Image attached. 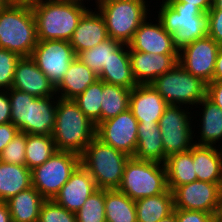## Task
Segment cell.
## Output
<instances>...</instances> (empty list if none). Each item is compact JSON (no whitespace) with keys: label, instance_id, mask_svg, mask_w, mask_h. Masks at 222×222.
<instances>
[{"label":"cell","instance_id":"cell-41","mask_svg":"<svg viewBox=\"0 0 222 222\" xmlns=\"http://www.w3.org/2000/svg\"><path fill=\"white\" fill-rule=\"evenodd\" d=\"M207 31L208 36L222 45V11H208Z\"/></svg>","mask_w":222,"mask_h":222},{"label":"cell","instance_id":"cell-23","mask_svg":"<svg viewBox=\"0 0 222 222\" xmlns=\"http://www.w3.org/2000/svg\"><path fill=\"white\" fill-rule=\"evenodd\" d=\"M98 79L99 77L91 69L75 58L56 87V95L61 99L73 100Z\"/></svg>","mask_w":222,"mask_h":222},{"label":"cell","instance_id":"cell-35","mask_svg":"<svg viewBox=\"0 0 222 222\" xmlns=\"http://www.w3.org/2000/svg\"><path fill=\"white\" fill-rule=\"evenodd\" d=\"M103 92V81L97 80L73 101L79 109L91 120L97 127L101 123V100Z\"/></svg>","mask_w":222,"mask_h":222},{"label":"cell","instance_id":"cell-32","mask_svg":"<svg viewBox=\"0 0 222 222\" xmlns=\"http://www.w3.org/2000/svg\"><path fill=\"white\" fill-rule=\"evenodd\" d=\"M131 89L103 81L101 122L129 109Z\"/></svg>","mask_w":222,"mask_h":222},{"label":"cell","instance_id":"cell-1","mask_svg":"<svg viewBox=\"0 0 222 222\" xmlns=\"http://www.w3.org/2000/svg\"><path fill=\"white\" fill-rule=\"evenodd\" d=\"M7 91L11 106V123L19 132L51 136L58 97H34L14 88Z\"/></svg>","mask_w":222,"mask_h":222},{"label":"cell","instance_id":"cell-22","mask_svg":"<svg viewBox=\"0 0 222 222\" xmlns=\"http://www.w3.org/2000/svg\"><path fill=\"white\" fill-rule=\"evenodd\" d=\"M189 151L193 156L197 180L222 184V145L217 147L194 144Z\"/></svg>","mask_w":222,"mask_h":222},{"label":"cell","instance_id":"cell-31","mask_svg":"<svg viewBox=\"0 0 222 222\" xmlns=\"http://www.w3.org/2000/svg\"><path fill=\"white\" fill-rule=\"evenodd\" d=\"M105 215L106 222H137L135 201L117 189L105 190Z\"/></svg>","mask_w":222,"mask_h":222},{"label":"cell","instance_id":"cell-36","mask_svg":"<svg viewBox=\"0 0 222 222\" xmlns=\"http://www.w3.org/2000/svg\"><path fill=\"white\" fill-rule=\"evenodd\" d=\"M75 214L76 222H106L105 189L94 191Z\"/></svg>","mask_w":222,"mask_h":222},{"label":"cell","instance_id":"cell-48","mask_svg":"<svg viewBox=\"0 0 222 222\" xmlns=\"http://www.w3.org/2000/svg\"><path fill=\"white\" fill-rule=\"evenodd\" d=\"M12 5L28 6L34 7L38 4H41L45 0H9Z\"/></svg>","mask_w":222,"mask_h":222},{"label":"cell","instance_id":"cell-24","mask_svg":"<svg viewBox=\"0 0 222 222\" xmlns=\"http://www.w3.org/2000/svg\"><path fill=\"white\" fill-rule=\"evenodd\" d=\"M134 158L165 164L166 156L158 123H138Z\"/></svg>","mask_w":222,"mask_h":222},{"label":"cell","instance_id":"cell-43","mask_svg":"<svg viewBox=\"0 0 222 222\" xmlns=\"http://www.w3.org/2000/svg\"><path fill=\"white\" fill-rule=\"evenodd\" d=\"M19 132L18 128L11 122L0 125V152Z\"/></svg>","mask_w":222,"mask_h":222},{"label":"cell","instance_id":"cell-18","mask_svg":"<svg viewBox=\"0 0 222 222\" xmlns=\"http://www.w3.org/2000/svg\"><path fill=\"white\" fill-rule=\"evenodd\" d=\"M129 56L137 84H151L178 64V54H152L129 50Z\"/></svg>","mask_w":222,"mask_h":222},{"label":"cell","instance_id":"cell-40","mask_svg":"<svg viewBox=\"0 0 222 222\" xmlns=\"http://www.w3.org/2000/svg\"><path fill=\"white\" fill-rule=\"evenodd\" d=\"M173 211L176 213V222H218L217 214L183 209H174Z\"/></svg>","mask_w":222,"mask_h":222},{"label":"cell","instance_id":"cell-4","mask_svg":"<svg viewBox=\"0 0 222 222\" xmlns=\"http://www.w3.org/2000/svg\"><path fill=\"white\" fill-rule=\"evenodd\" d=\"M157 11L164 29L172 35L175 48L180 51L197 39L208 35L207 13L197 6L163 0Z\"/></svg>","mask_w":222,"mask_h":222},{"label":"cell","instance_id":"cell-39","mask_svg":"<svg viewBox=\"0 0 222 222\" xmlns=\"http://www.w3.org/2000/svg\"><path fill=\"white\" fill-rule=\"evenodd\" d=\"M40 222H76V214L61 207L53 199L45 200L41 206Z\"/></svg>","mask_w":222,"mask_h":222},{"label":"cell","instance_id":"cell-46","mask_svg":"<svg viewBox=\"0 0 222 222\" xmlns=\"http://www.w3.org/2000/svg\"><path fill=\"white\" fill-rule=\"evenodd\" d=\"M214 81H222V45L217 53L215 69H214Z\"/></svg>","mask_w":222,"mask_h":222},{"label":"cell","instance_id":"cell-49","mask_svg":"<svg viewBox=\"0 0 222 222\" xmlns=\"http://www.w3.org/2000/svg\"><path fill=\"white\" fill-rule=\"evenodd\" d=\"M209 11H222V0H213V5Z\"/></svg>","mask_w":222,"mask_h":222},{"label":"cell","instance_id":"cell-47","mask_svg":"<svg viewBox=\"0 0 222 222\" xmlns=\"http://www.w3.org/2000/svg\"><path fill=\"white\" fill-rule=\"evenodd\" d=\"M0 222H12L7 203L0 201Z\"/></svg>","mask_w":222,"mask_h":222},{"label":"cell","instance_id":"cell-44","mask_svg":"<svg viewBox=\"0 0 222 222\" xmlns=\"http://www.w3.org/2000/svg\"><path fill=\"white\" fill-rule=\"evenodd\" d=\"M207 97L222 110V81L207 84Z\"/></svg>","mask_w":222,"mask_h":222},{"label":"cell","instance_id":"cell-14","mask_svg":"<svg viewBox=\"0 0 222 222\" xmlns=\"http://www.w3.org/2000/svg\"><path fill=\"white\" fill-rule=\"evenodd\" d=\"M220 45L210 36L191 42L178 52V64L205 83L214 81L216 57Z\"/></svg>","mask_w":222,"mask_h":222},{"label":"cell","instance_id":"cell-52","mask_svg":"<svg viewBox=\"0 0 222 222\" xmlns=\"http://www.w3.org/2000/svg\"><path fill=\"white\" fill-rule=\"evenodd\" d=\"M10 4L9 0H0V9L5 8Z\"/></svg>","mask_w":222,"mask_h":222},{"label":"cell","instance_id":"cell-8","mask_svg":"<svg viewBox=\"0 0 222 222\" xmlns=\"http://www.w3.org/2000/svg\"><path fill=\"white\" fill-rule=\"evenodd\" d=\"M117 190L133 201L165 193L168 190L165 165L130 157Z\"/></svg>","mask_w":222,"mask_h":222},{"label":"cell","instance_id":"cell-16","mask_svg":"<svg viewBox=\"0 0 222 222\" xmlns=\"http://www.w3.org/2000/svg\"><path fill=\"white\" fill-rule=\"evenodd\" d=\"M146 18L135 31L131 42L128 44L129 50H135L152 54H178V50L173 44L172 35L163 27L160 20L148 22ZM148 19V20H147Z\"/></svg>","mask_w":222,"mask_h":222},{"label":"cell","instance_id":"cell-21","mask_svg":"<svg viewBox=\"0 0 222 222\" xmlns=\"http://www.w3.org/2000/svg\"><path fill=\"white\" fill-rule=\"evenodd\" d=\"M94 9L89 8L84 13L74 30L70 45L75 55L108 39L105 21L98 10Z\"/></svg>","mask_w":222,"mask_h":222},{"label":"cell","instance_id":"cell-5","mask_svg":"<svg viewBox=\"0 0 222 222\" xmlns=\"http://www.w3.org/2000/svg\"><path fill=\"white\" fill-rule=\"evenodd\" d=\"M37 43L32 7L9 4L0 9V48L30 57Z\"/></svg>","mask_w":222,"mask_h":222},{"label":"cell","instance_id":"cell-50","mask_svg":"<svg viewBox=\"0 0 222 222\" xmlns=\"http://www.w3.org/2000/svg\"><path fill=\"white\" fill-rule=\"evenodd\" d=\"M159 222H176V213L173 211L171 214L161 219Z\"/></svg>","mask_w":222,"mask_h":222},{"label":"cell","instance_id":"cell-3","mask_svg":"<svg viewBox=\"0 0 222 222\" xmlns=\"http://www.w3.org/2000/svg\"><path fill=\"white\" fill-rule=\"evenodd\" d=\"M88 9V5L56 0H45L32 7L38 41H70L79 20Z\"/></svg>","mask_w":222,"mask_h":222},{"label":"cell","instance_id":"cell-2","mask_svg":"<svg viewBox=\"0 0 222 222\" xmlns=\"http://www.w3.org/2000/svg\"><path fill=\"white\" fill-rule=\"evenodd\" d=\"M51 136L58 151L81 155L96 137V126L73 100L58 98Z\"/></svg>","mask_w":222,"mask_h":222},{"label":"cell","instance_id":"cell-28","mask_svg":"<svg viewBox=\"0 0 222 222\" xmlns=\"http://www.w3.org/2000/svg\"><path fill=\"white\" fill-rule=\"evenodd\" d=\"M30 187H32L31 170L26 165L0 161V201L6 202Z\"/></svg>","mask_w":222,"mask_h":222},{"label":"cell","instance_id":"cell-25","mask_svg":"<svg viewBox=\"0 0 222 222\" xmlns=\"http://www.w3.org/2000/svg\"><path fill=\"white\" fill-rule=\"evenodd\" d=\"M99 80L108 84L119 85L128 89H133L136 83L130 62L129 46L122 44L111 56L106 67L98 76Z\"/></svg>","mask_w":222,"mask_h":222},{"label":"cell","instance_id":"cell-27","mask_svg":"<svg viewBox=\"0 0 222 222\" xmlns=\"http://www.w3.org/2000/svg\"><path fill=\"white\" fill-rule=\"evenodd\" d=\"M46 199L32 186L6 201L12 222H36Z\"/></svg>","mask_w":222,"mask_h":222},{"label":"cell","instance_id":"cell-12","mask_svg":"<svg viewBox=\"0 0 222 222\" xmlns=\"http://www.w3.org/2000/svg\"><path fill=\"white\" fill-rule=\"evenodd\" d=\"M30 57L51 83L57 87L76 55L70 41L45 40L38 41Z\"/></svg>","mask_w":222,"mask_h":222},{"label":"cell","instance_id":"cell-9","mask_svg":"<svg viewBox=\"0 0 222 222\" xmlns=\"http://www.w3.org/2000/svg\"><path fill=\"white\" fill-rule=\"evenodd\" d=\"M151 86L168 105L185 106L190 109L207 96V83L187 72L180 64L157 77Z\"/></svg>","mask_w":222,"mask_h":222},{"label":"cell","instance_id":"cell-38","mask_svg":"<svg viewBox=\"0 0 222 222\" xmlns=\"http://www.w3.org/2000/svg\"><path fill=\"white\" fill-rule=\"evenodd\" d=\"M20 58L21 56L17 53L0 48V90L11 88Z\"/></svg>","mask_w":222,"mask_h":222},{"label":"cell","instance_id":"cell-54","mask_svg":"<svg viewBox=\"0 0 222 222\" xmlns=\"http://www.w3.org/2000/svg\"><path fill=\"white\" fill-rule=\"evenodd\" d=\"M103 1H108V0H96V5L100 2H103Z\"/></svg>","mask_w":222,"mask_h":222},{"label":"cell","instance_id":"cell-7","mask_svg":"<svg viewBox=\"0 0 222 222\" xmlns=\"http://www.w3.org/2000/svg\"><path fill=\"white\" fill-rule=\"evenodd\" d=\"M147 2V0H108L98 3L95 8L105 21L108 38L128 45L141 23L151 15Z\"/></svg>","mask_w":222,"mask_h":222},{"label":"cell","instance_id":"cell-29","mask_svg":"<svg viewBox=\"0 0 222 222\" xmlns=\"http://www.w3.org/2000/svg\"><path fill=\"white\" fill-rule=\"evenodd\" d=\"M137 222H159L174 210L173 193H165L135 201Z\"/></svg>","mask_w":222,"mask_h":222},{"label":"cell","instance_id":"cell-37","mask_svg":"<svg viewBox=\"0 0 222 222\" xmlns=\"http://www.w3.org/2000/svg\"><path fill=\"white\" fill-rule=\"evenodd\" d=\"M26 134L18 132L0 152V161L8 164L25 165Z\"/></svg>","mask_w":222,"mask_h":222},{"label":"cell","instance_id":"cell-30","mask_svg":"<svg viewBox=\"0 0 222 222\" xmlns=\"http://www.w3.org/2000/svg\"><path fill=\"white\" fill-rule=\"evenodd\" d=\"M167 186L173 191L176 187L197 181L193 165V156L190 151L167 157L165 161Z\"/></svg>","mask_w":222,"mask_h":222},{"label":"cell","instance_id":"cell-20","mask_svg":"<svg viewBox=\"0 0 222 222\" xmlns=\"http://www.w3.org/2000/svg\"><path fill=\"white\" fill-rule=\"evenodd\" d=\"M167 106L151 84H138L131 89L129 109L138 123H158Z\"/></svg>","mask_w":222,"mask_h":222},{"label":"cell","instance_id":"cell-10","mask_svg":"<svg viewBox=\"0 0 222 222\" xmlns=\"http://www.w3.org/2000/svg\"><path fill=\"white\" fill-rule=\"evenodd\" d=\"M79 165L80 155L56 151L42 165L31 170L32 186L46 200H52Z\"/></svg>","mask_w":222,"mask_h":222},{"label":"cell","instance_id":"cell-34","mask_svg":"<svg viewBox=\"0 0 222 222\" xmlns=\"http://www.w3.org/2000/svg\"><path fill=\"white\" fill-rule=\"evenodd\" d=\"M121 45V42L108 38L93 48L79 52L76 58L99 76L103 68L106 67L112 54Z\"/></svg>","mask_w":222,"mask_h":222},{"label":"cell","instance_id":"cell-6","mask_svg":"<svg viewBox=\"0 0 222 222\" xmlns=\"http://www.w3.org/2000/svg\"><path fill=\"white\" fill-rule=\"evenodd\" d=\"M130 156L95 137L80 155V164L93 177L97 189H118Z\"/></svg>","mask_w":222,"mask_h":222},{"label":"cell","instance_id":"cell-26","mask_svg":"<svg viewBox=\"0 0 222 222\" xmlns=\"http://www.w3.org/2000/svg\"><path fill=\"white\" fill-rule=\"evenodd\" d=\"M198 104L196 107L202 106V112L199 118L201 125L197 124V127H201L198 129L200 135L196 137L200 138H197L198 142L195 138L194 143L202 146H215L218 143L216 146L219 147L222 140V110L207 96Z\"/></svg>","mask_w":222,"mask_h":222},{"label":"cell","instance_id":"cell-15","mask_svg":"<svg viewBox=\"0 0 222 222\" xmlns=\"http://www.w3.org/2000/svg\"><path fill=\"white\" fill-rule=\"evenodd\" d=\"M138 121L130 109L101 122L96 137L103 143L133 157L137 148Z\"/></svg>","mask_w":222,"mask_h":222},{"label":"cell","instance_id":"cell-11","mask_svg":"<svg viewBox=\"0 0 222 222\" xmlns=\"http://www.w3.org/2000/svg\"><path fill=\"white\" fill-rule=\"evenodd\" d=\"M188 109L185 106L168 105L158 121L166 158L187 152L195 144V128L192 129L191 123L196 118L191 117Z\"/></svg>","mask_w":222,"mask_h":222},{"label":"cell","instance_id":"cell-51","mask_svg":"<svg viewBox=\"0 0 222 222\" xmlns=\"http://www.w3.org/2000/svg\"><path fill=\"white\" fill-rule=\"evenodd\" d=\"M56 1L77 3V4H81V5L86 6L85 3H86V1H87V4H88V1H89V0H56ZM84 2H85V3H84ZM95 3H96V0H95Z\"/></svg>","mask_w":222,"mask_h":222},{"label":"cell","instance_id":"cell-45","mask_svg":"<svg viewBox=\"0 0 222 222\" xmlns=\"http://www.w3.org/2000/svg\"><path fill=\"white\" fill-rule=\"evenodd\" d=\"M166 2L186 3V6H197L202 12L208 13L213 5V0H165Z\"/></svg>","mask_w":222,"mask_h":222},{"label":"cell","instance_id":"cell-42","mask_svg":"<svg viewBox=\"0 0 222 222\" xmlns=\"http://www.w3.org/2000/svg\"><path fill=\"white\" fill-rule=\"evenodd\" d=\"M11 122V106L7 90H0V125Z\"/></svg>","mask_w":222,"mask_h":222},{"label":"cell","instance_id":"cell-19","mask_svg":"<svg viewBox=\"0 0 222 222\" xmlns=\"http://www.w3.org/2000/svg\"><path fill=\"white\" fill-rule=\"evenodd\" d=\"M96 190L93 177L80 164L53 200L61 207L75 213Z\"/></svg>","mask_w":222,"mask_h":222},{"label":"cell","instance_id":"cell-33","mask_svg":"<svg viewBox=\"0 0 222 222\" xmlns=\"http://www.w3.org/2000/svg\"><path fill=\"white\" fill-rule=\"evenodd\" d=\"M56 151L52 136L26 134L25 165L30 170L42 165Z\"/></svg>","mask_w":222,"mask_h":222},{"label":"cell","instance_id":"cell-53","mask_svg":"<svg viewBox=\"0 0 222 222\" xmlns=\"http://www.w3.org/2000/svg\"><path fill=\"white\" fill-rule=\"evenodd\" d=\"M217 215H218V222H222V200Z\"/></svg>","mask_w":222,"mask_h":222},{"label":"cell","instance_id":"cell-17","mask_svg":"<svg viewBox=\"0 0 222 222\" xmlns=\"http://www.w3.org/2000/svg\"><path fill=\"white\" fill-rule=\"evenodd\" d=\"M11 88L27 92L34 97L57 96L56 87L31 57H21L18 61Z\"/></svg>","mask_w":222,"mask_h":222},{"label":"cell","instance_id":"cell-13","mask_svg":"<svg viewBox=\"0 0 222 222\" xmlns=\"http://www.w3.org/2000/svg\"><path fill=\"white\" fill-rule=\"evenodd\" d=\"M174 209L218 214L222 200V184L193 181L173 191Z\"/></svg>","mask_w":222,"mask_h":222}]
</instances>
